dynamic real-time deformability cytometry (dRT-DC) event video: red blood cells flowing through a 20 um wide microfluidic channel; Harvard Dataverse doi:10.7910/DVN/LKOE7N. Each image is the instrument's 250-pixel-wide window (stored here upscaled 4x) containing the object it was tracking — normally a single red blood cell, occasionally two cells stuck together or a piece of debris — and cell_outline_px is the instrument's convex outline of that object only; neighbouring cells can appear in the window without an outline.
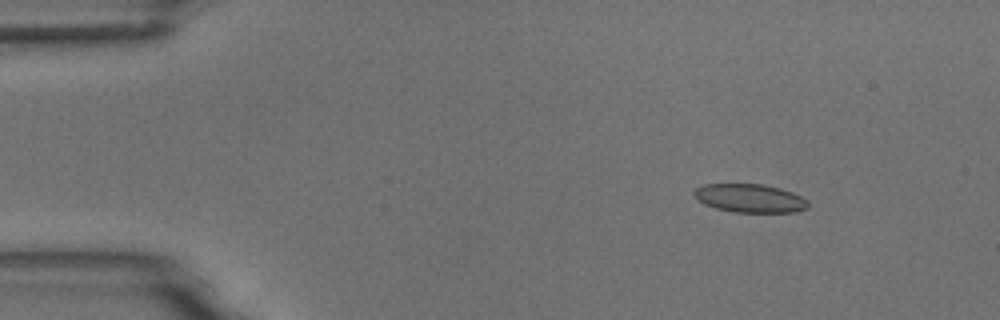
{"species": "common noctule bat (a hibernating species)", "species_latin": "Nyctalus noctula", "temperature_condition": "room temperature", "stored_images_in_passage": 7, "camera_frame_rate_fps": 3000, "um_per_image_px": 0.085, "animal": {"sex": "male", "body_mass_g": 18.8}, "frame": {"image": 1, "passage_image": 3, "time_ms": 2.0, "image_size_px": [1000, 320], "cell_outline_px": [[808, 208], [796, 212], [736, 212], [716, 208], [704, 204], [692, 192], [696, 188], [704, 184], [760, 184], [780, 188], [792, 192], [808, 200]], "centroid_in_image_um": [63.76, 16.85], "position_along_channel_um": 21.2, "area_um2": 18.79}}
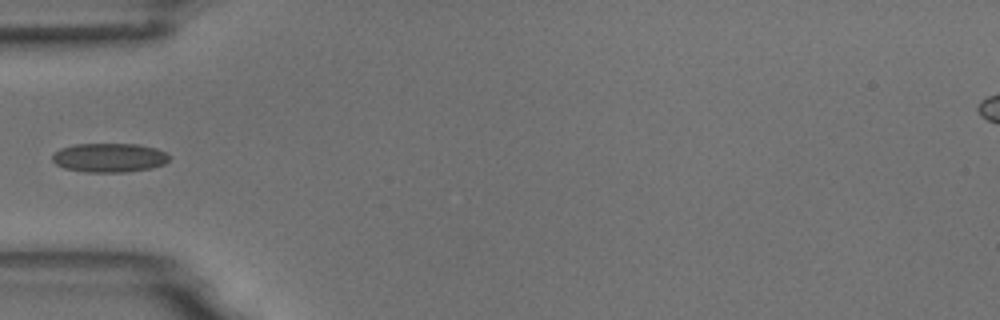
{"frame": {"image": 2, "passage_image": 6, "time_ms": 5.667, "image_size_px": [1000, 320], "cell_outline_px": [[168, 160], [164, 164], [152, 168], [124, 172], [84, 172], [64, 168], [56, 164], [52, 160], [52, 156], [60, 148], [76, 144], [140, 144], [156, 148], [164, 152], [168, 156]], "centroid_in_image_um": [9.28, 13.4], "position_along_channel_um": 75.7, "area_um2": 19.77}}